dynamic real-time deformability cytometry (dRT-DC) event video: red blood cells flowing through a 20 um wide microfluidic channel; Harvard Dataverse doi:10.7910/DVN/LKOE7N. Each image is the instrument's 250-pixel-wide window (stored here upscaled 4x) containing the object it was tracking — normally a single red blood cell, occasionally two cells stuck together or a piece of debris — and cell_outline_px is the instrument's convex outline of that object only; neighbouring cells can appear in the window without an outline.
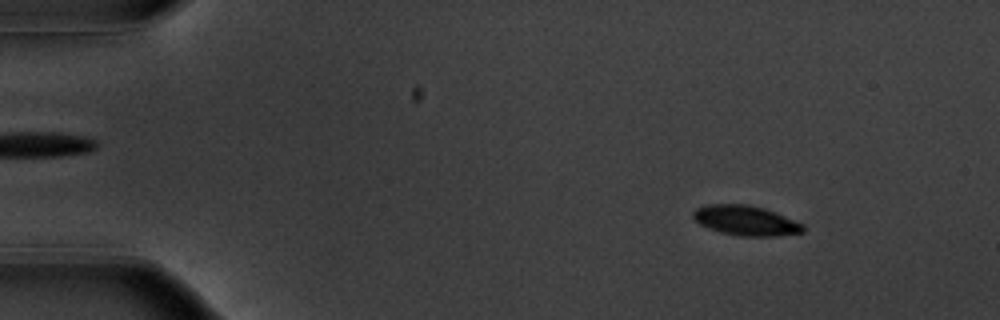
{"species": "common noctule bat (a hibernating species)", "species_latin": "Nyctalus noctula", "temperature_condition": "warm", "stored_images_in_passage": 55, "camera_frame_rate_fps": 3000, "um_per_image_px": 0.085, "animal": {"sex": "male", "body_mass_g": 20.1, "forearm_length_mm": 53.5}, "frame": {"image": 1, "passage_image": 7, "time_ms": 2.0, "image_size_px": [1000, 320], "cell_outline_px": [[804, 232], [776, 236], [736, 236], [720, 232], [708, 228], [700, 224], [692, 216], [692, 212], [696, 208], [704, 204], [748, 204], [764, 208], [776, 212], [804, 224]], "centroid_in_image_um": [63.38, 18.74], "position_along_channel_um": 21.6, "area_um2": 19.36}}
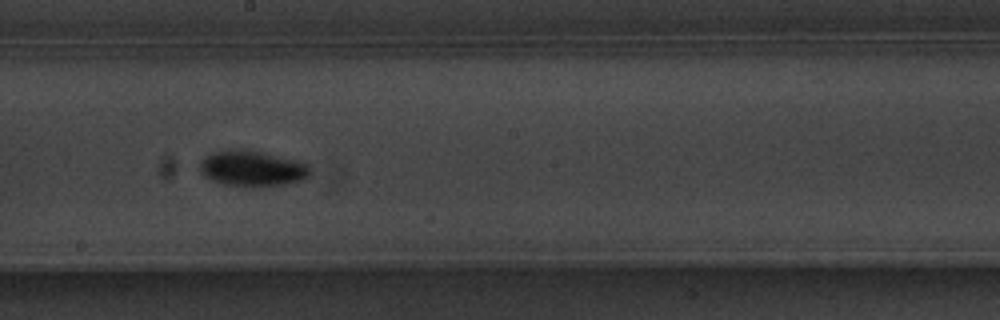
{"frame": {"image": 2, "passage_image": 31, "time_ms": 10.0, "image_size_px": [1000, 320], "cell_outline_px": [[312, 172], [304, 180], [284, 184], [252, 188], [224, 184], [212, 180], [204, 176], [200, 168], [200, 160], [204, 156], [212, 152], [244, 148], [300, 160], [308, 164], [312, 168]], "centroid_in_image_um": [21.48, 14.32], "position_along_channel_um": 226.7, "area_um2": 23.52}}
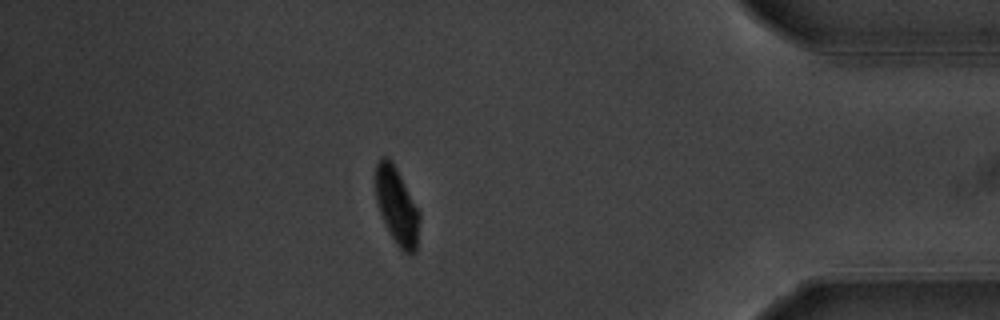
{"frame": {"image": 3, "passage_image": 48, "time_ms": 15.667, "image_size_px": [1000, 320], "cell_outline_px": [[420, 220], [416, 252], [412, 256], [404, 252], [396, 244], [388, 232], [384, 224], [376, 200], [376, 164], [380, 156], [388, 156], [392, 160], [420, 212]], "centroid_in_image_um": [33.74, 17.53], "position_along_channel_um": 401.5, "area_um2": 19.94}, "authors_computed_cell_mechanics": {"area_um2": 19.9988, "velocity_mm_per_s": 3.7116, "shape_relaxation_time_tau1_ms": 1.9285, "shape_relaxation_time_tau2_ms": null, "deformation_change_tau1": 0.1375, "deformation_change_tau2": null}}